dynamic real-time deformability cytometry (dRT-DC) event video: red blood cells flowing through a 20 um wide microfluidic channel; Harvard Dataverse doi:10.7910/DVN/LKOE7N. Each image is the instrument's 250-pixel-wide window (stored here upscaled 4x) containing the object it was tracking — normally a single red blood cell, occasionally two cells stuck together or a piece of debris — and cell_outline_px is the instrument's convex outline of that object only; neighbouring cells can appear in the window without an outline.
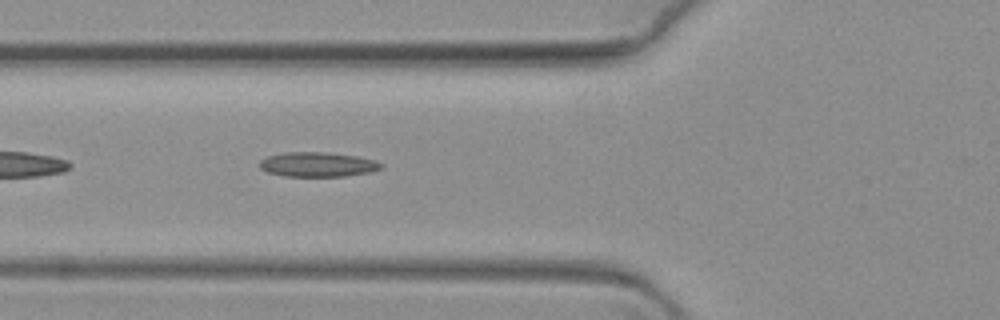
{"species": "common noctule bat (a hibernating species)", "species_latin": "Nyctalus noctula", "temperature_condition": "warm", "stored_images_in_passage": 48, "camera_frame_rate_fps": 3000, "um_per_image_px": 0.085, "animal": {"sex": "female", "body_mass_g": 19.3, "forearm_length_mm": 54.1}, "frame": {"image": 1, "passage_image": 6, "time_ms": 1.667, "image_size_px": [1000, 320], "cell_outline_px": [[384, 164], [380, 168], [372, 172], [344, 176], [284, 176], [268, 172], [260, 168], [260, 160], [268, 156], [284, 152], [324, 152], [356, 156], [372, 160]], "centroid_in_image_um": [26.98, 13.98], "position_along_channel_um": 98.8, "area_um2": 17.28}}
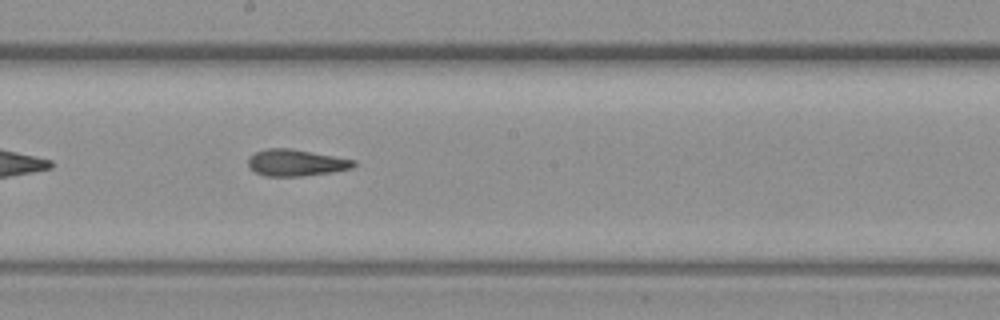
{"frame": {"image": 2, "passage_image": 18, "time_ms": 5.667, "image_size_px": [1000, 320], "cell_outline_px": [[356, 164], [352, 168], [332, 172], [304, 176], [264, 176], [248, 168], [248, 156], [264, 148], [292, 148], [356, 160]], "centroid_in_image_um": [25.13, 13.82], "position_along_channel_um": 223.1, "area_um2": 16.59}}
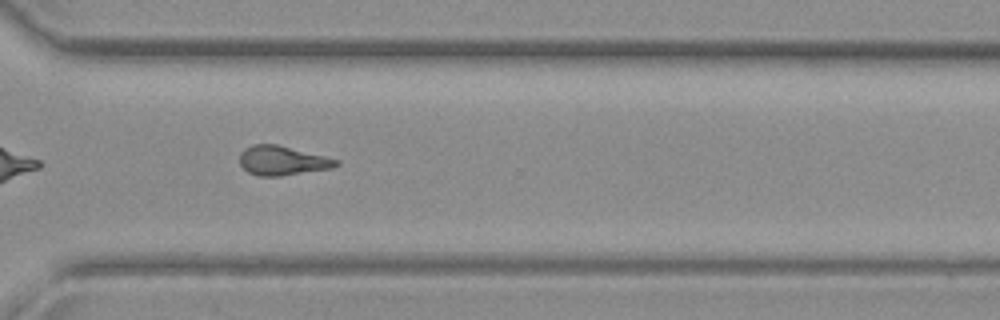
{"frame": {"image": 3, "passage_image": 30, "time_ms": 9.667, "image_size_px": [1000, 320], "cell_outline_px": [[340, 164], [332, 168], [280, 176], [260, 176], [248, 172], [240, 164], [240, 152], [244, 148], [252, 144], [276, 144], [340, 160]], "centroid_in_image_um": [23.99, 13.65], "position_along_channel_um": 346.6, "area_um2": 16.42}}